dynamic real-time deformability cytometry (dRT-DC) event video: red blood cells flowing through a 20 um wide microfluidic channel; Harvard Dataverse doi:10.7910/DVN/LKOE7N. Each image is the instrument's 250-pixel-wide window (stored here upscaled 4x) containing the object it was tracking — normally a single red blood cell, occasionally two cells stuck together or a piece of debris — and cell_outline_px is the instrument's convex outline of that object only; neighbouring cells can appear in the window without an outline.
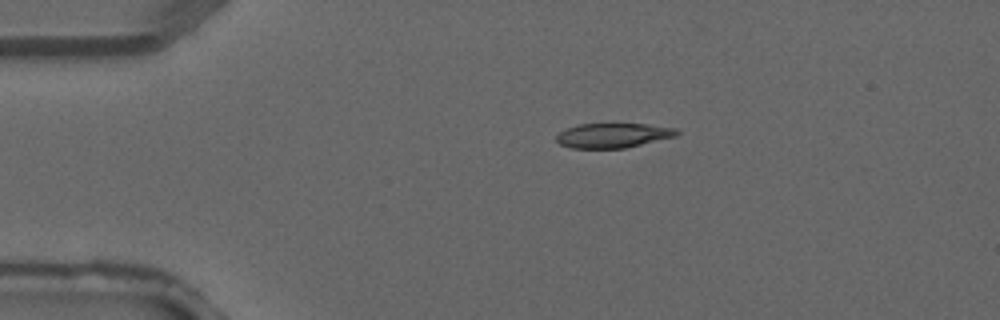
{"species": "common noctule bat (a hibernating species)", "species_latin": "Nyctalus noctula", "temperature_condition": "warm", "stored_images_in_passage": 4, "camera_frame_rate_fps": 3000, "um_per_image_px": 0.085, "animal": {"sex": "male", "forearm_length_mm": 52.5}, "frame": {"image": 1, "passage_image": 3, "time_ms": 0.667, "image_size_px": [1000, 320], "cell_outline_px": [[680, 132], [676, 136], [624, 148], [572, 148], [560, 144], [556, 140], [556, 136], [560, 132], [568, 128], [580, 124], [648, 124], [676, 128]], "centroid_in_image_um": [52.12, 11.51], "position_along_channel_um": 32.9, "area_um2": 17.11}}